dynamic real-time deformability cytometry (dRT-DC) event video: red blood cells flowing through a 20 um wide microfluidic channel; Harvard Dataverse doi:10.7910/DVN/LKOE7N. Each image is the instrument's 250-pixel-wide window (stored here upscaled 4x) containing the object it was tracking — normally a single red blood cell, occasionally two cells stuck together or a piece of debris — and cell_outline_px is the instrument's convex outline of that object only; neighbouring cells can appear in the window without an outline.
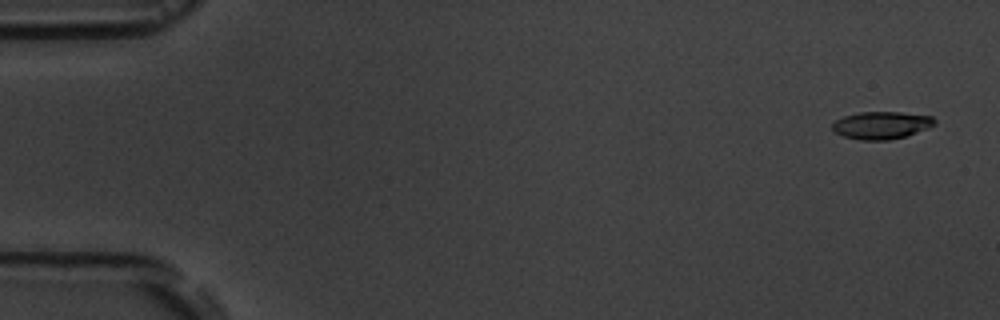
{"species": "common noctule bat (a hibernating species)", "species_latin": "Nyctalus noctula", "temperature_condition": "room temperature", "stored_images_in_passage": 4, "camera_frame_rate_fps": 3000, "um_per_image_px": 0.085, "animal": {"sex": "male", "body_mass_g": 19.5, "forearm_length_mm": 54.6}, "frame": {"image": 1, "passage_image": 1, "time_ms": 0.0, "image_size_px": [1000, 320], "cell_outline_px": [[936, 124], [928, 128], [904, 136], [888, 140], [860, 140], [844, 136], [836, 132], [832, 128], [832, 124], [836, 120], [844, 116], [860, 112], [900, 112], [932, 116], [936, 120]], "centroid_in_image_um": [74.93, 10.64], "position_along_channel_um": 10.1, "area_um2": 16.24}}